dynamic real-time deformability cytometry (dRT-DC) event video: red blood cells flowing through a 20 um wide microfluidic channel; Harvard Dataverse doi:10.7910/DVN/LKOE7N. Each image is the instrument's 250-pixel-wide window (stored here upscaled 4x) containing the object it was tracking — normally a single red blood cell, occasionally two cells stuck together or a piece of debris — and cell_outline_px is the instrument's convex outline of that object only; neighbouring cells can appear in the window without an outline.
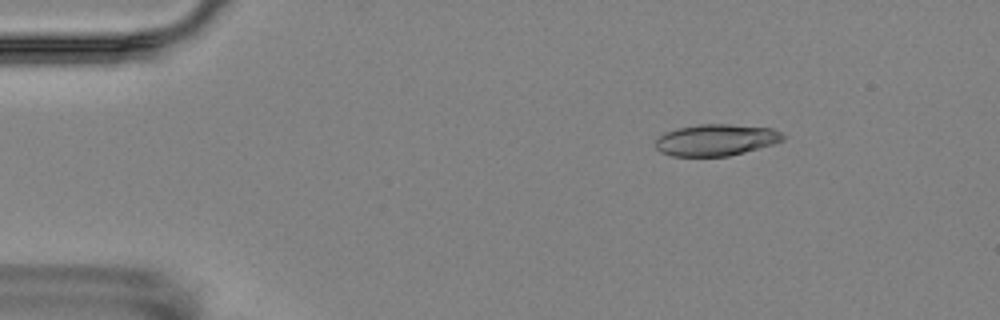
{"species": "Egyptian fruit bat (a non-hibernating species)", "species_latin": "Rousettus aegyptiacus", "temperature_condition": "room temperature", "stored_images_in_passage": 4, "camera_frame_rate_fps": 3000, "um_per_image_px": 0.085, "animal": {"sex": "female"}, "frame": {"image": 1, "passage_image": 3, "time_ms": 2.333, "image_size_px": [1000, 320], "cell_outline_px": [[784, 140], [772, 144], [744, 152], [728, 156], [672, 156], [660, 152], [656, 148], [656, 140], [664, 132], [680, 128], [700, 124], [732, 124], [772, 128], [780, 132], [784, 136]], "centroid_in_image_um": [60.86, 11.89], "position_along_channel_um": 24.1, "area_um2": 23.29}}